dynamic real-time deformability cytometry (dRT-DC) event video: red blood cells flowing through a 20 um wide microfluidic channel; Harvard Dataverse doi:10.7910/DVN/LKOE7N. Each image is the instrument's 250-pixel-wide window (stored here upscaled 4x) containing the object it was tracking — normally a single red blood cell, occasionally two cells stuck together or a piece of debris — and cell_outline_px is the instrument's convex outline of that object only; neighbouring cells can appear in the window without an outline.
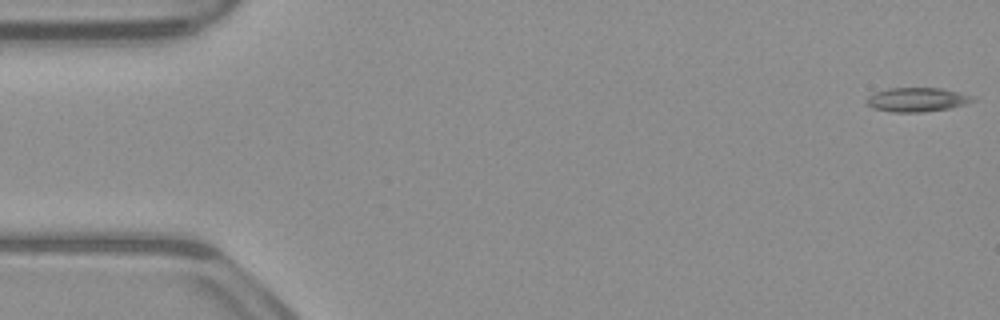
{"species": "common noctule bat (a hibernating species)", "species_latin": "Nyctalus noctula", "temperature_condition": "warm", "stored_images_in_passage": 53, "camera_frame_rate_fps": 3000, "um_per_image_px": 0.085, "animal": {"sex": "male", "body_mass_g": 23.1, "forearm_length_mm": 52.7}, "frame": {"image": 1, "passage_image": 1, "time_ms": 0.0, "image_size_px": [1000, 320], "cell_outline_px": [[976, 100], [964, 104], [948, 108], [920, 112], [892, 112], [872, 108], [864, 100], [868, 96], [876, 92], [888, 88], [940, 88], [956, 92], [968, 96]], "centroid_in_image_um": [77.85, 8.47], "position_along_channel_um": 7.2, "area_um2": 14.57}}
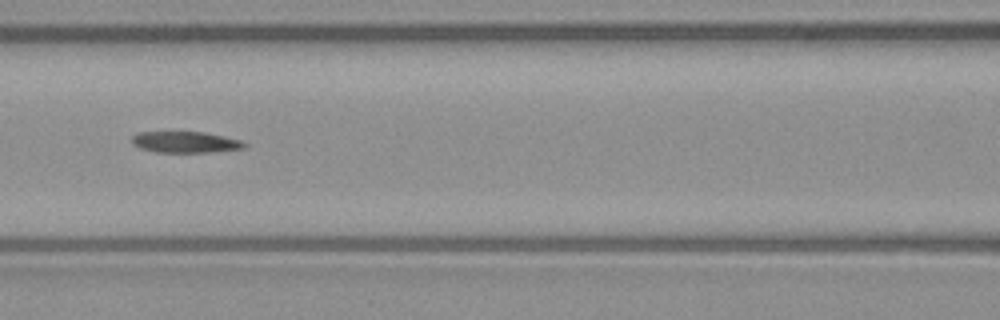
{"frame": {"image": 2, "passage_image": 23, "time_ms": 7.333, "image_size_px": [1000, 320], "cell_outline_px": [[248, 144], [244, 148], [212, 152], [156, 152], [140, 148], [132, 144], [132, 136], [136, 132], [204, 132], [244, 140]], "centroid_in_image_um": [15.78, 12.07], "position_along_channel_um": 150.8, "area_um2": 14.05}}
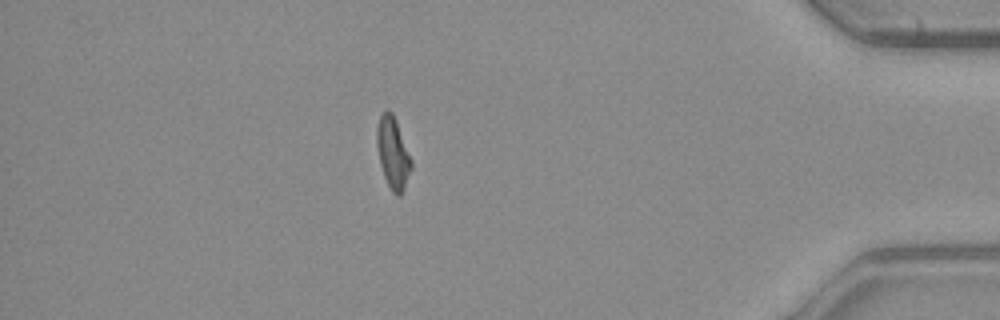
{"frame": {"image": 3, "passage_image": 46, "time_ms": 15.0, "image_size_px": [1000, 320], "cell_outline_px": [[412, 168], [404, 188], [400, 196], [396, 196], [392, 192], [384, 176], [380, 164], [376, 144], [376, 128], [380, 116], [388, 108], [392, 112], [396, 120], [412, 160]], "centroid_in_image_um": [33.39, 13.0], "position_along_channel_um": 401.8, "area_um2": 14.39}}